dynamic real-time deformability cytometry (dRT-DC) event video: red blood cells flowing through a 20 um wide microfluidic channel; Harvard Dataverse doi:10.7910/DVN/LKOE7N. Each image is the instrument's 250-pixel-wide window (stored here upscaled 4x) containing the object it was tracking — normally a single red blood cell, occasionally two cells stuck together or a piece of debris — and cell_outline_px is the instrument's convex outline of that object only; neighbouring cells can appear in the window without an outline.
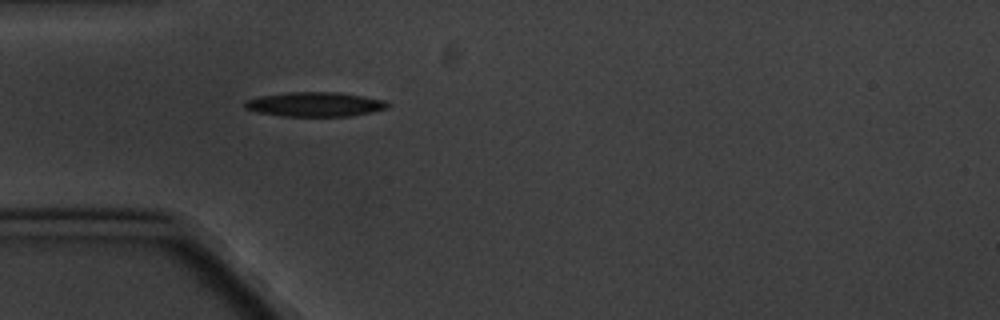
{"species": "common noctule bat (a hibernating species)", "species_latin": "Nyctalus noctula", "temperature_condition": "cold", "stored_images_in_passage": 5, "camera_frame_rate_fps": 3000, "um_per_image_px": 0.085, "animal": {"sex": "male", "body_mass_g": 20.1, "forearm_length_mm": 53.5}, "frame": {"image": 1, "passage_image": 5, "time_ms": 4.667, "image_size_px": [1000, 320], "cell_outline_px": [[392, 104], [388, 108], [372, 112], [352, 116], [280, 116], [256, 112], [244, 108], [244, 100], [260, 96], [288, 92], [340, 92], [384, 100]], "centroid_in_image_um": [26.77, 8.87], "position_along_channel_um": 58.2, "area_um2": 20.58}}